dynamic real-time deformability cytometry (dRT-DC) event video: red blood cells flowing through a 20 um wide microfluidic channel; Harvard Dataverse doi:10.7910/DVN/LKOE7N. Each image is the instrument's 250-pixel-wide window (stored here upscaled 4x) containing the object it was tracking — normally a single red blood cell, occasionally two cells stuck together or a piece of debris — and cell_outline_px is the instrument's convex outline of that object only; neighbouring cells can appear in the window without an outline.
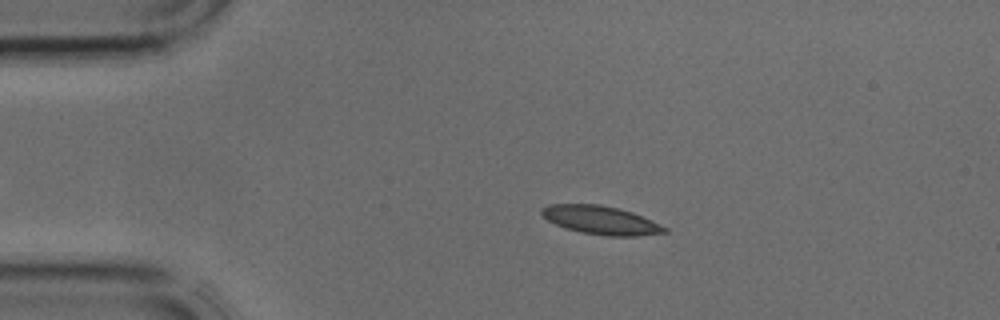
{"species": "common noctule bat (a hibernating species)", "species_latin": "Nyctalus noctula", "temperature_condition": "cold", "stored_images_in_passage": 3, "camera_frame_rate_fps": 3000, "um_per_image_px": 0.085, "animal": {"sex": "male", "body_mass_g": 17.9, "forearm_length_mm": 54.2}, "frame": {"image": 1, "passage_image": 2, "time_ms": 0.333, "image_size_px": [1000, 320], "cell_outline_px": [[668, 232], [640, 236], [608, 236], [580, 232], [564, 228], [548, 220], [540, 212], [540, 208], [548, 204], [600, 204], [620, 208], [632, 212], [652, 220], [668, 228]], "centroid_in_image_um": [51.08, 18.71], "position_along_channel_um": 33.9, "area_um2": 20.58}}